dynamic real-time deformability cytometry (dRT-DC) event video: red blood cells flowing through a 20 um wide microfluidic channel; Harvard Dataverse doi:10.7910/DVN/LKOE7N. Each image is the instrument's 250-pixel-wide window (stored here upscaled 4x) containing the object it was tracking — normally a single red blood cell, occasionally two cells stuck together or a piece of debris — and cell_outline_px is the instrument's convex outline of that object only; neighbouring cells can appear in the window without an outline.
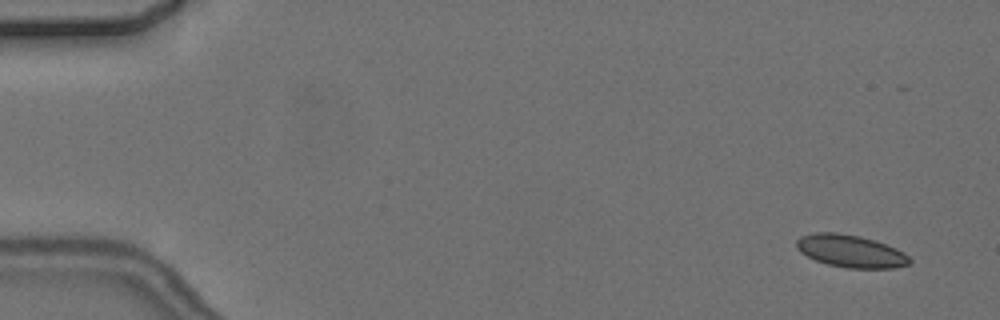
{"species": "common noctule bat (a hibernating species)", "species_latin": "Nyctalus noctula", "temperature_condition": "cold", "stored_images_in_passage": 5, "camera_frame_rate_fps": 3000, "um_per_image_px": 0.085, "animal": {"sex": "female", "body_mass_g": 24.6, "forearm_length_mm": 56.2}, "frame": {"image": 1, "passage_image": 1, "time_ms": 0.0, "image_size_px": [1000, 320], "cell_outline_px": [[912, 264], [892, 268], [848, 268], [828, 264], [816, 260], [800, 252], [796, 248], [796, 240], [800, 236], [816, 232], [836, 232], [860, 236], [896, 248], [904, 252], [912, 260]], "centroid_in_image_um": [72.31, 21.34], "position_along_channel_um": 12.7, "area_um2": 21.39}}